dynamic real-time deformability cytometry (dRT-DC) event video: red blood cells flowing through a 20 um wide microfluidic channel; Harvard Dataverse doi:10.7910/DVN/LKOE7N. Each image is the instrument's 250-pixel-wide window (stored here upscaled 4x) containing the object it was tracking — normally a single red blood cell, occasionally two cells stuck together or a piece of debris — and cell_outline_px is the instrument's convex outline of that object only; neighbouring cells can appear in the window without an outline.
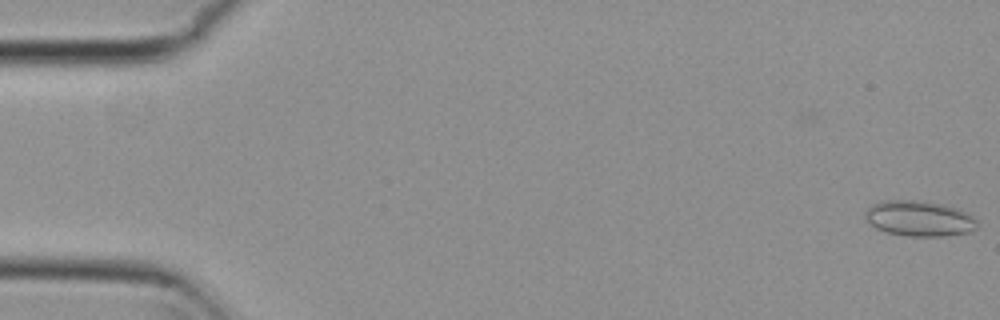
{"species": "common noctule bat (a hibernating species)", "species_latin": "Nyctalus noctula", "temperature_condition": "cold", "stored_images_in_passage": 51, "camera_frame_rate_fps": 3000, "um_per_image_px": 0.085, "animal": {"sex": "female", "body_mass_g": 29.2, "forearm_length_mm": 56.3}, "frame": {"image": 1, "passage_image": 1, "time_ms": 0.0, "image_size_px": [1000, 320], "cell_outline_px": [[980, 224], [976, 228], [968, 232], [944, 236], [908, 236], [888, 232], [876, 228], [864, 216], [864, 212], [872, 204], [880, 200], [912, 200], [940, 204], [960, 208], [972, 216]], "centroid_in_image_um": [78.15, 18.56], "position_along_channel_um": 6.9, "area_um2": 23.12}}
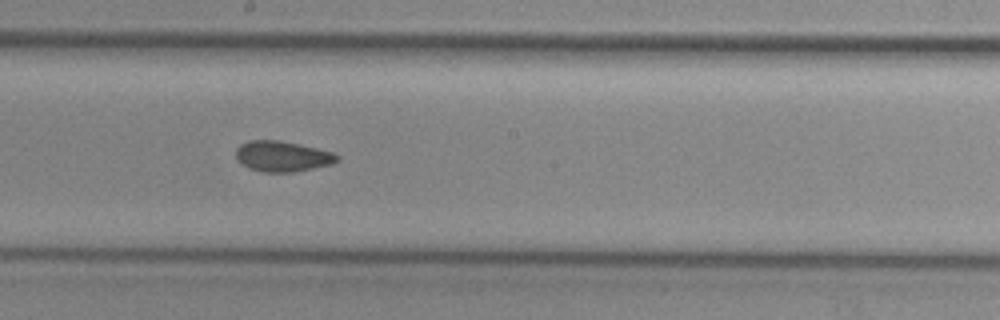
{"frame": {"image": 2, "passage_image": 30, "time_ms": 9.667, "image_size_px": [1000, 320], "cell_outline_px": [[340, 160], [332, 164], [292, 172], [264, 172], [248, 168], [236, 156], [236, 148], [240, 144], [248, 140], [280, 140], [316, 148], [332, 152], [340, 156]], "centroid_in_image_um": [24.01, 13.28], "position_along_channel_um": 224.2, "area_um2": 17.92}}
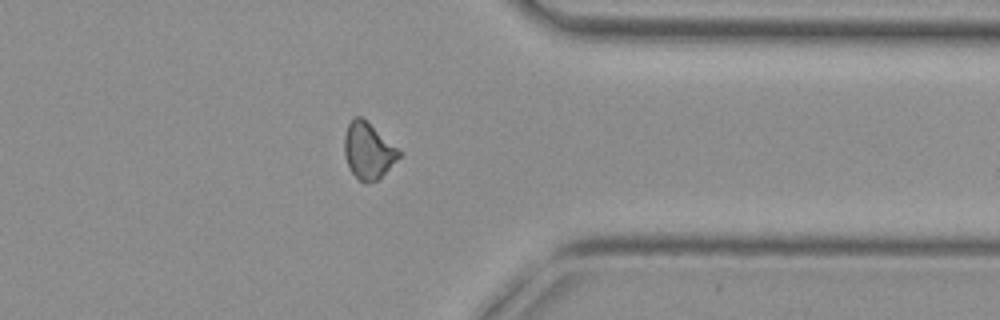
{"frame": {"image": 3, "passage_image": 43, "time_ms": 14.0, "image_size_px": [1000, 320], "cell_outline_px": [[400, 156], [380, 180], [364, 184], [348, 168], [344, 156], [344, 136], [348, 124], [356, 116], [360, 116], [396, 148], [400, 152]], "centroid_in_image_um": [31.26, 12.88], "position_along_channel_um": 380.1, "area_um2": 17.63}}